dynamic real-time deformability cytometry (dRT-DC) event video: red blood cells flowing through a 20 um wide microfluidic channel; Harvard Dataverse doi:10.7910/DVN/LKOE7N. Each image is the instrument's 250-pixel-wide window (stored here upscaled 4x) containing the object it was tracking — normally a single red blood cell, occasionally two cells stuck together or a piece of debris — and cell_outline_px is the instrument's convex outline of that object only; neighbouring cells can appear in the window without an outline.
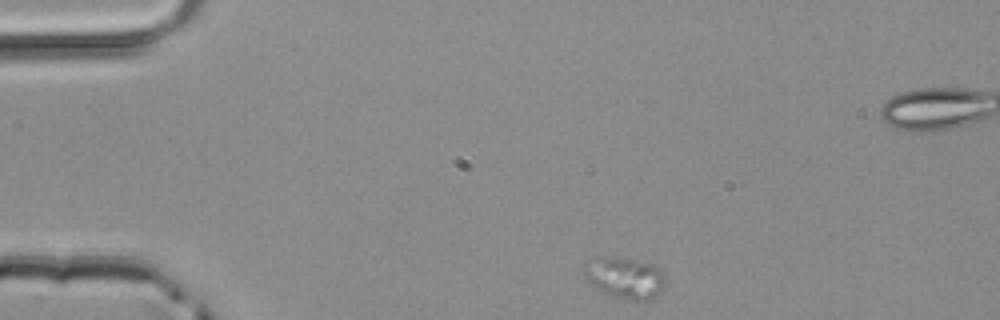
{"species": "common noctule bat (a hibernating species)", "species_latin": "Nyctalus noctula", "temperature_condition": "room temperature", "stored_images_in_passage": 14, "camera_frame_rate_fps": 3000, "um_per_image_px": 0.085, "animal": {"sex": "male", "body_mass_g": 20.4}, "frame": {"image": 1, "passage_image": 1, "time_ms": 0.0, "image_size_px": [1000, 320], "cell_outline_px": [[664, 284], [660, 292], [648, 300], [624, 300], [592, 284], [588, 280], [584, 272], [600, 260], [608, 256], [616, 256], [636, 260], [652, 264], [660, 268], [664, 272]], "centroid_in_image_um": [53.27, 23.63], "position_along_channel_um": 31.7, "area_um2": 18.44}}
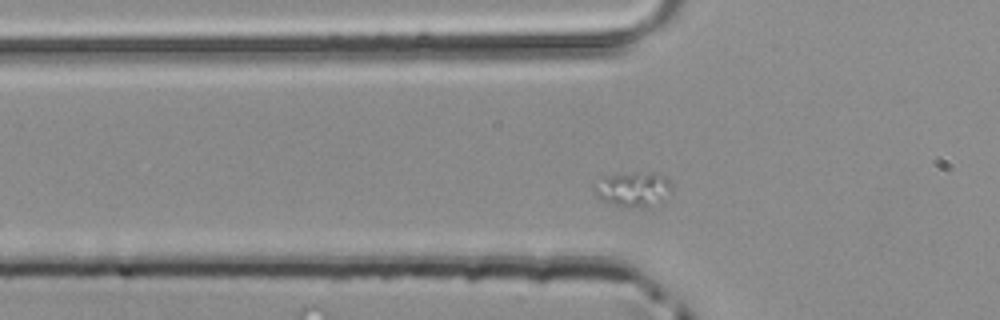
{"frame": {"image": 2, "passage_image": 8, "time_ms": 2.333, "image_size_px": [1000, 320], "cell_outline_px": [[672, 192], [648, 208], [616, 208], [600, 200], [596, 196], [592, 188], [592, 180], [596, 176], [632, 172], [660, 172], [672, 184]], "centroid_in_image_um": [53.7, 16.08], "position_along_channel_um": 72.1, "area_um2": 16.99}}